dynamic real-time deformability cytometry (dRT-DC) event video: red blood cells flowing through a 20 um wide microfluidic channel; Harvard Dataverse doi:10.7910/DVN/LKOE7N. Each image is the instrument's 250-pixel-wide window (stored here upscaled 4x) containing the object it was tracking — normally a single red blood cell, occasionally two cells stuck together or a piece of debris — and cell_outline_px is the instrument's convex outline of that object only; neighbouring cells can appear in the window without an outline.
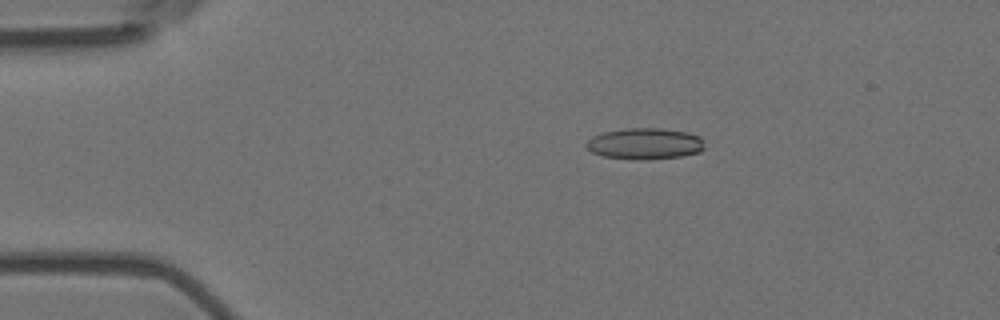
{"species": "Egyptian fruit bat (a non-hibernating species)", "species_latin": "Rousettus aegyptiacus", "temperature_condition": "room temperature", "stored_images_in_passage": 6, "camera_frame_rate_fps": 3000, "um_per_image_px": 0.085, "animal": {"sex": "female"}, "frame": {"image": 1, "passage_image": 3, "time_ms": 0.667, "image_size_px": [1000, 320], "cell_outline_px": [[704, 148], [700, 152], [680, 156], [644, 160], [604, 156], [592, 152], [584, 144], [592, 136], [604, 132], [628, 128], [660, 128], [688, 132], [700, 136]], "centroid_in_image_um": [54.82, 12.2], "position_along_channel_um": 30.2, "area_um2": 21.39}}
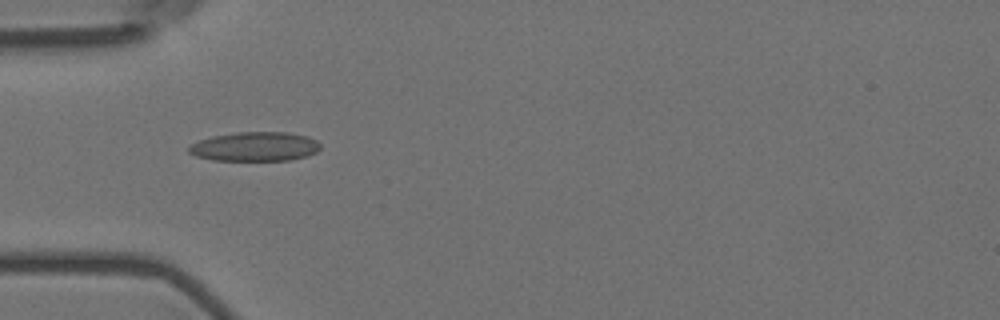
{"frame": {"image": 2, "passage_image": 5, "time_ms": 1.333, "image_size_px": [1000, 320], "cell_outline_px": [[320, 148], [316, 152], [304, 156], [288, 160], [212, 160], [196, 156], [188, 152], [188, 148], [192, 144], [200, 140], [212, 136], [236, 132], [288, 132], [308, 136], [316, 140], [320, 144]], "centroid_in_image_um": [21.67, 12.45], "position_along_channel_um": 63.3, "area_um2": 22.31}}
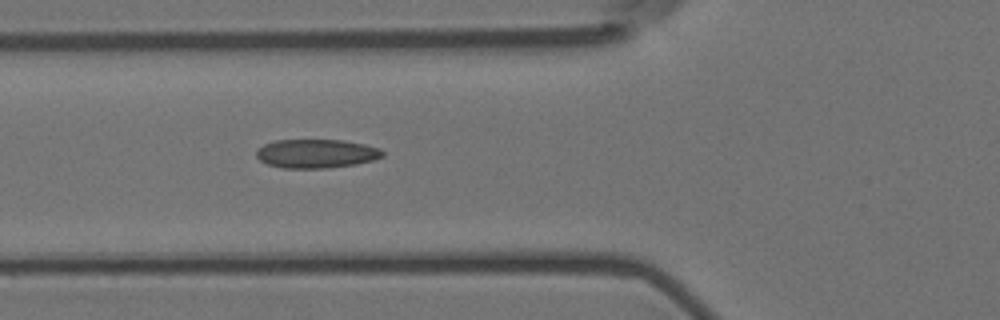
{"frame": {"image": 3, "passage_image": 6, "time_ms": 1.667, "image_size_px": [1000, 320], "cell_outline_px": [[384, 156], [372, 160], [356, 164], [328, 168], [284, 168], [268, 164], [260, 160], [256, 156], [256, 148], [264, 144], [276, 140], [344, 140], [364, 144], [380, 148], [384, 152]], "centroid_in_image_um": [26.88, 13.05], "position_along_channel_um": 98.9, "area_um2": 21.27}}